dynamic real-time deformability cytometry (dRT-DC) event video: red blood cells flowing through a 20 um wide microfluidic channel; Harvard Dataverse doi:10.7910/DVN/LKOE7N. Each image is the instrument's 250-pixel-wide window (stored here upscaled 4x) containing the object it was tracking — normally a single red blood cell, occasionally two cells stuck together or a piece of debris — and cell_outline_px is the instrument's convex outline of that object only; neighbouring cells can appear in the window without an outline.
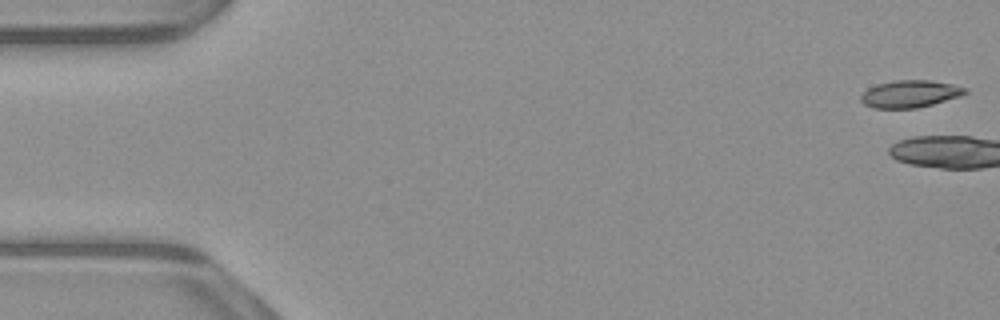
{"species": "common noctule bat (a hibernating species)", "species_latin": "Nyctalus noctula", "temperature_condition": "warm", "stored_images_in_passage": 3, "camera_frame_rate_fps": 3000, "um_per_image_px": 0.085, "animal": {"sex": "male", "body_mass_g": 23.1, "forearm_length_mm": 52.7}, "frame": {"image": 1, "passage_image": 1, "time_ms": 0.0, "image_size_px": [1000, 320], "cell_outline_px": [[968, 92], [960, 96], [932, 104], [916, 108], [872, 108], [864, 104], [860, 100], [860, 96], [868, 88], [876, 84], [896, 80], [932, 80], [952, 84], [968, 88]], "centroid_in_image_um": [77.34, 7.97], "position_along_channel_um": 7.7, "area_um2": 16.59}}